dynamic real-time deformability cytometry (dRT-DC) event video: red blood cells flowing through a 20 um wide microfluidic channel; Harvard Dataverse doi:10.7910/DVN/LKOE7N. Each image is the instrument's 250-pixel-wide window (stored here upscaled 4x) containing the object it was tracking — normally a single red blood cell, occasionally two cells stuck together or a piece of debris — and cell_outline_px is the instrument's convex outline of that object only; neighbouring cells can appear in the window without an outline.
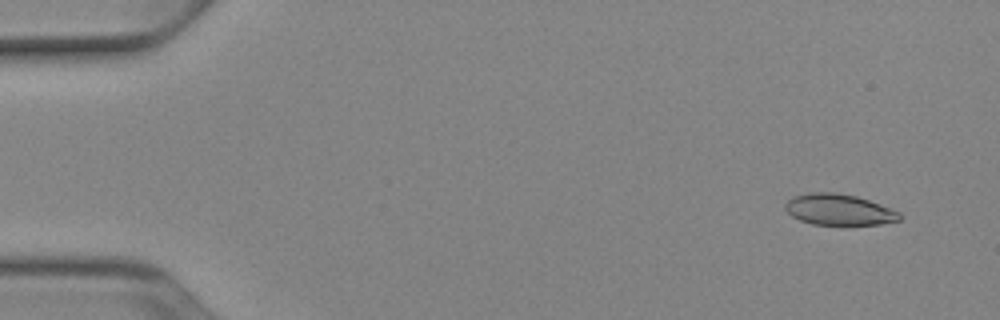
{"species": "Egyptian fruit bat (a non-hibernating species)", "species_latin": "Rousettus aegyptiacus", "temperature_condition": "cold", "stored_images_in_passage": 52, "camera_frame_rate_fps": 3000, "um_per_image_px": 0.085, "animal": {"sex": "female"}, "frame": {"image": 1, "passage_image": 4, "time_ms": 1.0, "image_size_px": [1000, 320], "cell_outline_px": [[904, 216], [900, 220], [880, 224], [812, 224], [800, 220], [792, 216], [784, 208], [784, 204], [792, 196], [808, 192], [836, 192], [856, 196], [880, 204], [900, 212]], "centroid_in_image_um": [71.3, 17.8], "position_along_channel_um": 13.7, "area_um2": 20.75}}
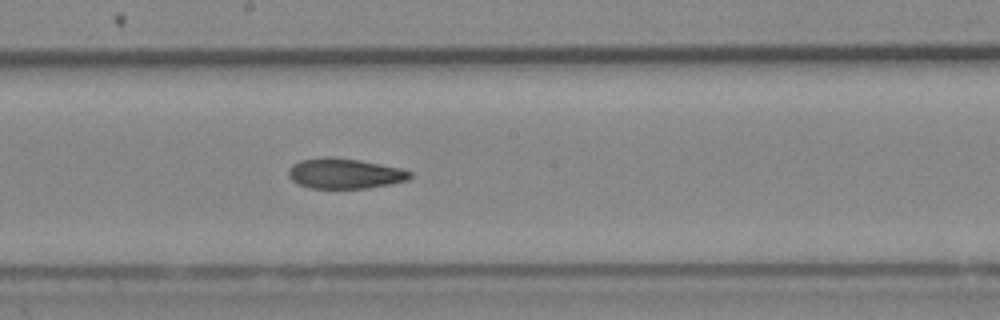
{"frame": {"image": 2, "passage_image": 29, "time_ms": 9.333, "image_size_px": [1000, 320], "cell_outline_px": [[412, 176], [408, 180], [368, 188], [308, 188], [292, 180], [288, 176], [288, 168], [292, 164], [300, 160], [324, 156], [332, 156], [360, 160], [400, 168], [412, 172]], "centroid_in_image_um": [29.27, 14.73], "position_along_channel_um": 218.9, "area_um2": 21.56}}
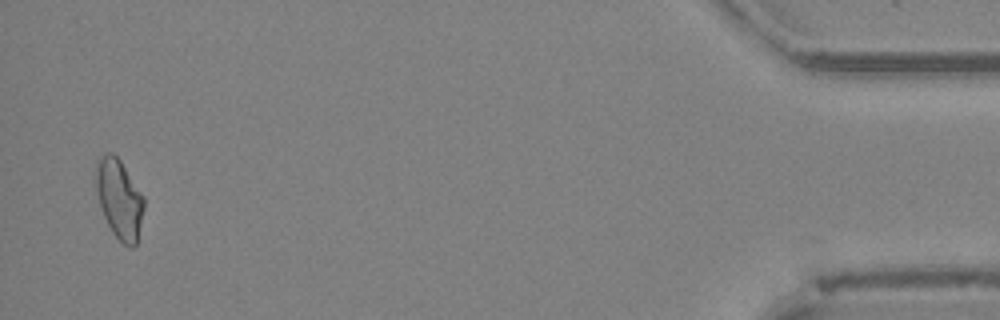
{"frame": {"image": 3, "passage_image": 51, "time_ms": 16.667, "image_size_px": [1000, 320], "cell_outline_px": [[144, 208], [136, 244], [132, 248], [124, 244], [112, 232], [104, 216], [100, 204], [96, 188], [96, 168], [100, 160], [108, 152], [112, 152], [120, 160], [144, 196]], "centroid_in_image_um": [10.16, 16.93], "position_along_channel_um": 425.0, "area_um2": 21.68}, "authors_computed_cell_mechanics": {"area_um2": 21.6172, "velocity_mm_per_s": 3.9432, "shape_relaxation_time_tau1_ms": null, "shape_relaxation_time_tau2_ms": 9.0723, "deformation_change_tau1": null, "deformation_change_tau2": 0.1618}}